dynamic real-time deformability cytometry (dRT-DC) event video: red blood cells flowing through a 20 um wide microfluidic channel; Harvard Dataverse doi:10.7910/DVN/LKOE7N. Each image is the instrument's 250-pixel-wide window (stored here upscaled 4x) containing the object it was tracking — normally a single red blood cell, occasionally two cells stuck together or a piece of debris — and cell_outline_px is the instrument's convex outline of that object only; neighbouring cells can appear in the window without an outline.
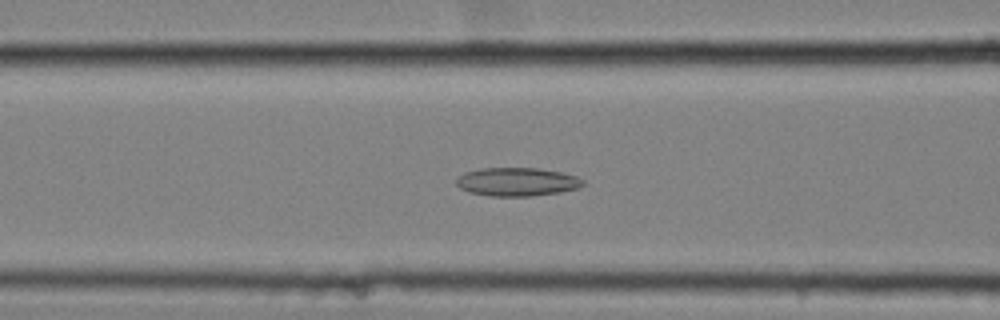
{"species": "common noctule bat (a hibernating species)", "species_latin": "Nyctalus noctula", "temperature_condition": "cold", "stored_images_in_passage": 46, "camera_frame_rate_fps": 3000, "um_per_image_px": 0.085, "animal": {"sex": "female", "body_mass_g": 25.1}, "frame": {"image": 1, "passage_image": 12, "time_ms": 3.667, "image_size_px": [1000, 320], "cell_outline_px": [[584, 184], [576, 188], [560, 192], [532, 196], [488, 196], [468, 192], [460, 188], [456, 184], [456, 176], [464, 172], [480, 168], [540, 168], [560, 172], [576, 176], [584, 180]], "centroid_in_image_um": [43.89, 15.45], "position_along_channel_um": 122.7, "area_um2": 21.15}}
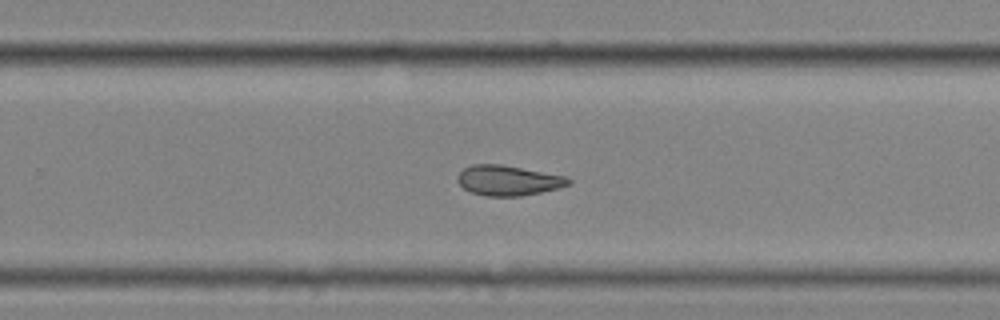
{"frame": {"image": 2, "passage_image": 26, "time_ms": 8.333, "image_size_px": [1000, 320], "cell_outline_px": [[572, 184], [560, 188], [520, 196], [484, 196], [472, 192], [464, 188], [456, 180], [456, 176], [464, 168], [472, 164], [500, 164], [564, 176], [572, 180]], "centroid_in_image_um": [43.19, 15.34], "position_along_channel_um": 286.6, "area_um2": 19.42}}
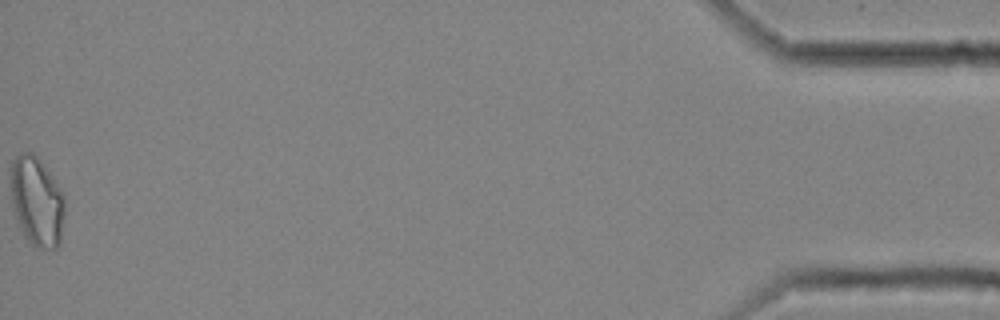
{"frame": {"image": 3, "passage_image": 46, "time_ms": 15.0, "image_size_px": [1000, 320], "cell_outline_px": [[64, 212], [60, 244], [56, 248], [36, 248], [24, 236], [16, 224], [12, 208], [12, 160], [20, 152], [32, 152], [44, 164], [64, 192]], "centroid_in_image_um": [3.14, 17.13], "position_along_channel_um": 432.1, "area_um2": 28.44}, "authors_computed_cell_mechanics": {"area_um2": 20.808, "velocity_mm_per_s": 3.5183, "shape_relaxation_time_tau1_ms": null, "shape_relaxation_time_tau2_ms": 6.3224, "deformation_change_tau1": null, "deformation_change_tau2": 0.1362}}